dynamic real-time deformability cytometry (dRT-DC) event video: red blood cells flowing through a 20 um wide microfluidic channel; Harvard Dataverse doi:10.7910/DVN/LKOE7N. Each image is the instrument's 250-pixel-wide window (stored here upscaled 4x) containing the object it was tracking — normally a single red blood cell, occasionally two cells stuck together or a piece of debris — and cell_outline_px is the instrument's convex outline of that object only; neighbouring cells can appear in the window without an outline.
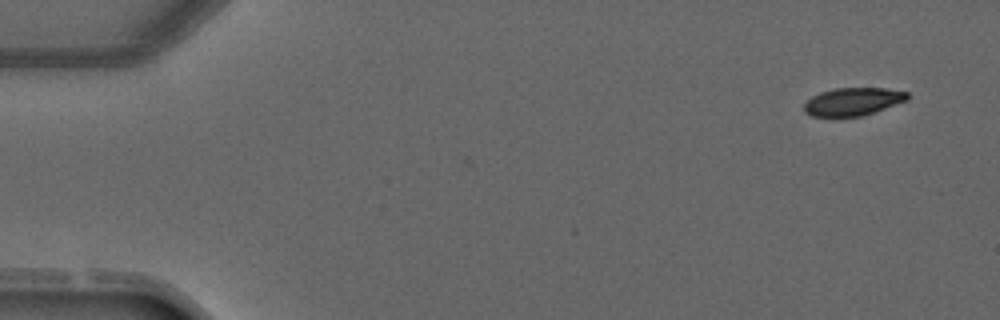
{"species": "common noctule bat (a hibernating species)", "species_latin": "Nyctalus noctula", "temperature_condition": "warm", "stored_images_in_passage": 3, "camera_frame_rate_fps": 3000, "um_per_image_px": 0.085, "animal": {"sex": "male", "forearm_length_mm": 52.5}, "frame": {"image": 1, "passage_image": 1, "time_ms": 0.0, "image_size_px": [1000, 320], "cell_outline_px": [[908, 100], [860, 116], [812, 116], [804, 112], [804, 104], [812, 96], [820, 92], [836, 88], [884, 88], [908, 92]], "centroid_in_image_um": [72.48, 8.62], "position_along_channel_um": 12.5, "area_um2": 16.53}}